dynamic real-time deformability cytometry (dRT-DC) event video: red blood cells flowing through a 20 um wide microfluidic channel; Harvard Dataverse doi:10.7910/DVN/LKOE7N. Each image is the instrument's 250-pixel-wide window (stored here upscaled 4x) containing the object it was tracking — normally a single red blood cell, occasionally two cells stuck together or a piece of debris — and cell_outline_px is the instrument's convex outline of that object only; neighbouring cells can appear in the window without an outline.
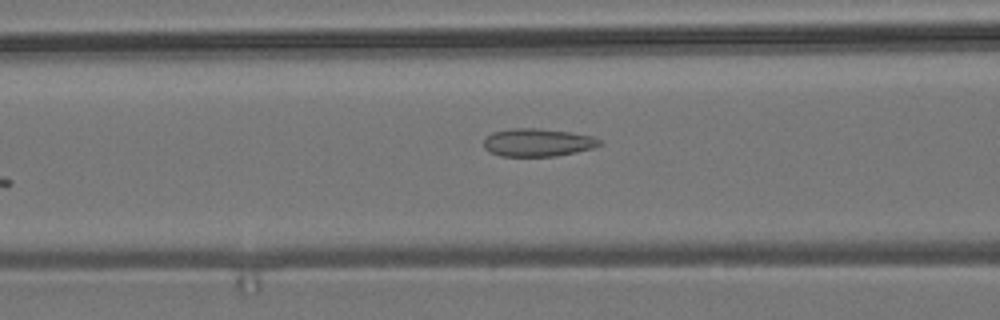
{"species": "common noctule bat (a hibernating species)", "species_latin": "Nyctalus noctula", "temperature_condition": "room temperature", "stored_images_in_passage": 7, "camera_frame_rate_fps": 3000, "um_per_image_px": 0.085, "animal": {"sex": "male", "body_mass_g": 19.2, "forearm_length_mm": 51.8}, "frame": {"image": 1, "passage_image": 6, "time_ms": 6.667, "image_size_px": [1000, 320], "cell_outline_px": [[604, 144], [592, 148], [576, 152], [556, 156], [500, 156], [488, 152], [484, 148], [484, 140], [492, 132], [508, 128], [540, 128], [568, 132], [592, 136], [600, 140]], "centroid_in_image_um": [45.68, 12.11], "position_along_channel_um": 120.9, "area_um2": 18.96}}
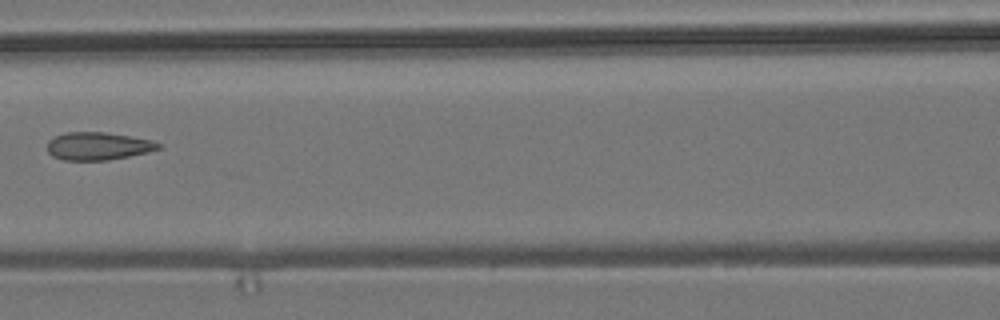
{"frame": {"image": 2, "passage_image": 7, "time_ms": 7.667, "image_size_px": [1000, 320], "cell_outline_px": [[160, 148], [148, 152], [108, 160], [64, 160], [52, 156], [48, 152], [48, 140], [64, 132], [104, 132], [152, 140], [160, 144]], "centroid_in_image_um": [8.3, 12.42], "position_along_channel_um": 158.3, "area_um2": 17.86}}